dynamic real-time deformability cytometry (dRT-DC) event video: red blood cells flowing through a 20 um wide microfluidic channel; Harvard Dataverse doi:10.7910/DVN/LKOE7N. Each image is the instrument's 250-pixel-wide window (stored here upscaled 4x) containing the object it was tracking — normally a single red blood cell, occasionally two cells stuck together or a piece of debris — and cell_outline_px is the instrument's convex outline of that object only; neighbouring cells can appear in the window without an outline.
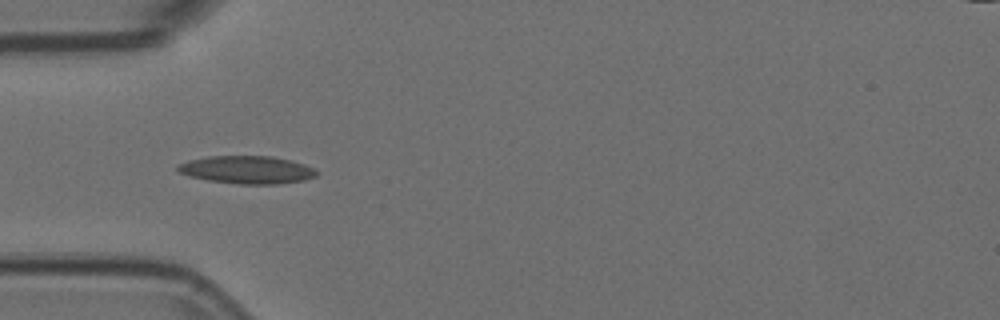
{"species": "Egyptian fruit bat (a non-hibernating species)", "species_latin": "Rousettus aegyptiacus", "temperature_condition": "room temperature", "stored_images_in_passage": 11, "camera_frame_rate_fps": 3000, "um_per_image_px": 0.085, "animal": {"sex": "female"}, "frame": {"image": 1, "passage_image": 1, "time_ms": 0.0, "image_size_px": [1000, 320], "cell_outline_px": [[320, 172], [316, 176], [304, 180], [280, 184], [240, 184], [208, 180], [188, 176], [180, 172], [176, 168], [176, 164], [188, 160], [208, 156], [272, 156], [292, 160], [316, 168]], "centroid_in_image_um": [21.02, 14.42], "position_along_channel_um": 64.0, "area_um2": 22.77}}
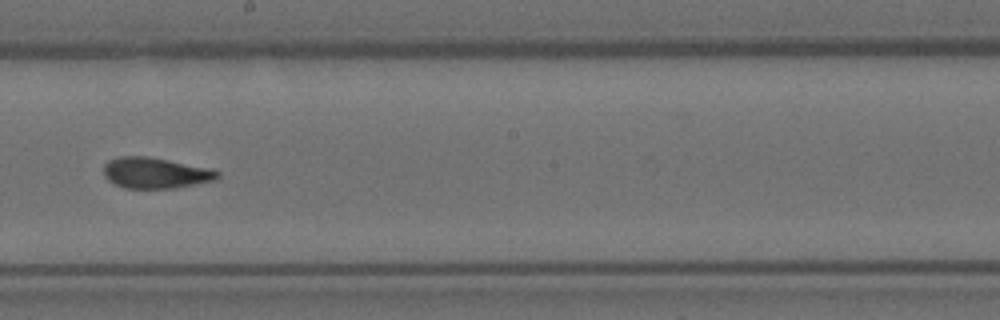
{"frame": {"image": 2, "passage_image": 5, "time_ms": 1.333, "image_size_px": [1000, 320], "cell_outline_px": [[220, 176], [216, 180], [176, 188], [124, 188], [108, 180], [104, 176], [104, 164], [108, 160], [120, 156], [148, 156], [212, 168], [220, 172]], "centroid_in_image_um": [13.24, 14.69], "position_along_channel_um": 235.0, "area_um2": 20.69}}
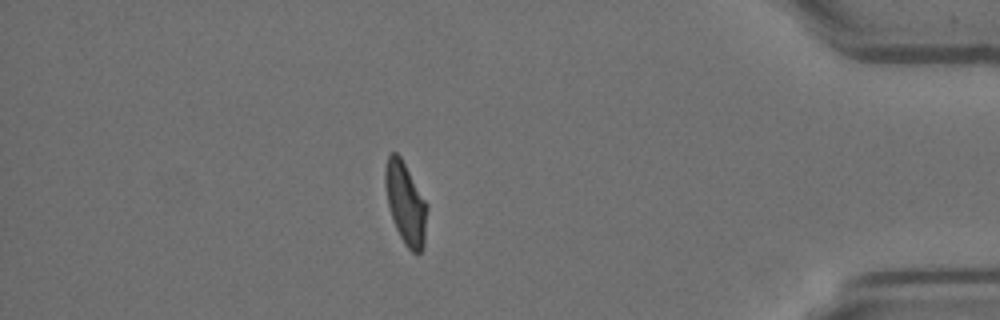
{"frame": {"image": 3, "passage_image": 10, "time_ms": 3.0, "image_size_px": [1000, 320], "cell_outline_px": [[428, 208], [424, 244], [420, 252], [412, 252], [404, 244], [396, 228], [388, 204], [384, 180], [384, 168], [388, 156], [392, 152], [396, 152], [400, 156], [428, 204]], "centroid_in_image_um": [34.48, 17.27], "position_along_channel_um": 400.7, "area_um2": 19.88}}